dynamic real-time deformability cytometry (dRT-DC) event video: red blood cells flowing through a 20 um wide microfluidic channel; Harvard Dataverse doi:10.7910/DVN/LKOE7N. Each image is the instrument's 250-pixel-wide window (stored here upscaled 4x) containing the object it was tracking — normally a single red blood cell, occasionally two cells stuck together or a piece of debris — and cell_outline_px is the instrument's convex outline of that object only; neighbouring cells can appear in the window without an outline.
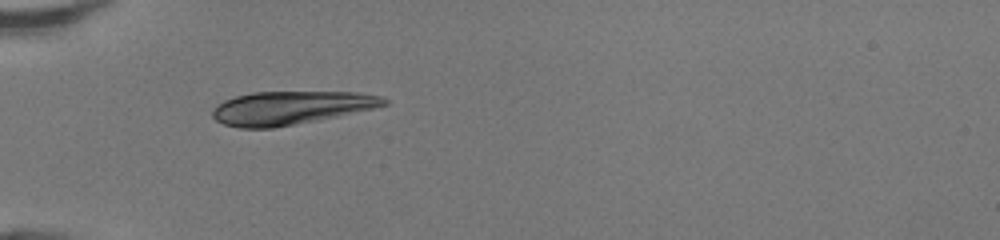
{"species": "human", "species_latin": "Homo sapiens", "temperature_condition": "room temperature", "stored_images_in_passage": 7, "camera_frame_rate_fps": 3000, "um_per_image_px": 0.085, "donor": {"sex": "female"}, "frame": {"image": 1, "passage_image": 1, "time_ms": 0.0, "image_size_px": [1000, 240], "cell_outline_px": [[388, 104], [372, 108], [336, 116], [316, 120], [272, 128], [240, 128], [224, 124], [216, 120], [212, 116], [212, 108], [216, 104], [224, 100], [236, 96], [252, 92], [356, 92], [380, 96], [388, 100]], "centroid_in_image_um": [24.65, 9.16], "position_along_channel_um": 60.3, "area_um2": 33.06}}